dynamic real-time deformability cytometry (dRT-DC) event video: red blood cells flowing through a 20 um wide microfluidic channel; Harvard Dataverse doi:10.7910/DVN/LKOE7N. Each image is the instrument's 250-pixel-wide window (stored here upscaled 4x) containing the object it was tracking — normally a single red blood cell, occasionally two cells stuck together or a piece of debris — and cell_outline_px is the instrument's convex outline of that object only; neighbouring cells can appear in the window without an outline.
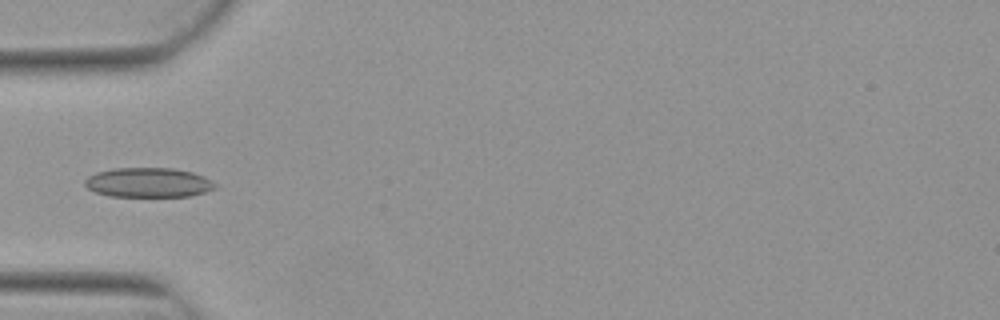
{"species": "Egyptian fruit bat (a non-hibernating species)", "species_latin": "Rousettus aegyptiacus", "temperature_condition": "warm", "stored_images_in_passage": 4, "camera_frame_rate_fps": 3000, "um_per_image_px": 0.085, "animal": {"sex": "female"}, "frame": {"image": 1, "passage_image": 4, "time_ms": 1.0, "image_size_px": [1000, 320], "cell_outline_px": [[216, 188], [192, 196], [108, 196], [96, 192], [88, 188], [84, 184], [84, 180], [88, 176], [96, 172], [112, 168], [172, 168], [192, 172], [204, 176], [212, 180], [216, 184]], "centroid_in_image_um": [12.61, 15.51], "position_along_channel_um": 72.4, "area_um2": 22.54}}